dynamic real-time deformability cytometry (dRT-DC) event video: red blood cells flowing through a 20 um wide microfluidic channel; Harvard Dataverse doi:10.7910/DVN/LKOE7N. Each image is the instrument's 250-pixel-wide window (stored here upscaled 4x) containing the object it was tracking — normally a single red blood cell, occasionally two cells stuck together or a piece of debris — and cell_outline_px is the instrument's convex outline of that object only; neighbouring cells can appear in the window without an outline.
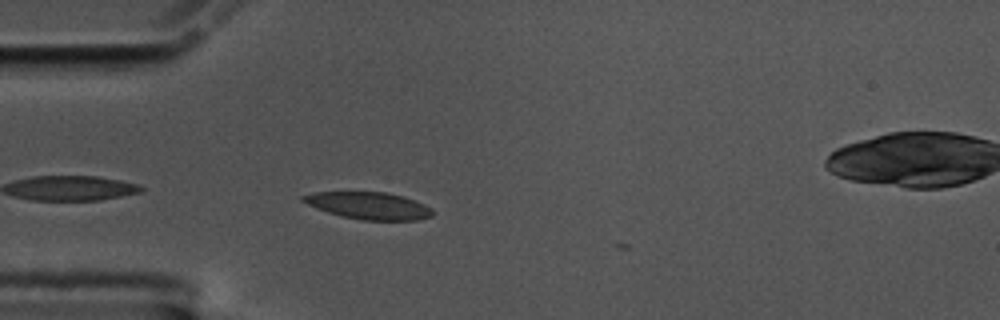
{"species": "common noctule bat (a hibernating species)", "species_latin": "Nyctalus noctula", "temperature_condition": "cold", "stored_images_in_passage": 4, "camera_frame_rate_fps": 3000, "um_per_image_px": 0.085, "animal": {"sex": "male", "body_mass_g": 17.5, "forearm_length_mm": 52.3}, "frame": {"image": 1, "passage_image": 1, "time_ms": 0.0, "image_size_px": [1000, 320], "cell_outline_px": [[432, 216], [416, 220], [360, 220], [328, 212], [308, 204], [300, 200], [300, 196], [316, 192], [388, 192], [404, 196], [424, 204], [432, 208]], "centroid_in_image_um": [31.36, 17.47], "position_along_channel_um": 53.6, "area_um2": 20.35}}